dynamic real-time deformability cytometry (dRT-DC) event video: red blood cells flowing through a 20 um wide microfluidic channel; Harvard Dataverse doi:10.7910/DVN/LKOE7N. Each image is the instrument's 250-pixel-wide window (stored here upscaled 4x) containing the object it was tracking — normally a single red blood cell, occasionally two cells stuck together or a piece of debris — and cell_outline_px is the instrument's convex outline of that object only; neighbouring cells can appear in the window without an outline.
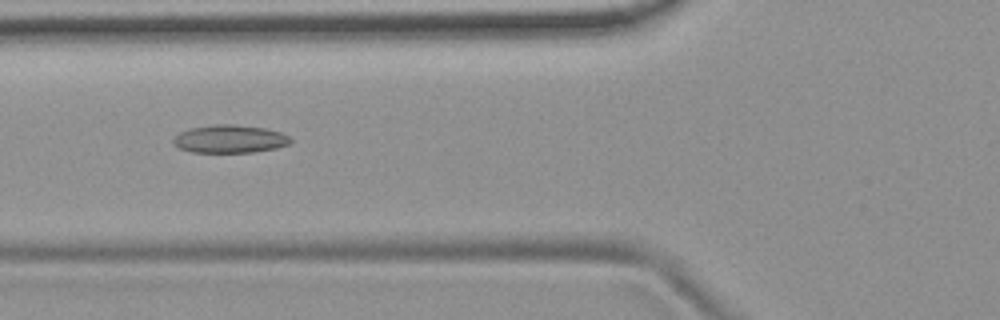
{"species": "common noctule bat (a hibernating species)", "species_latin": "Nyctalus noctula", "temperature_condition": "room temperature", "stored_images_in_passage": 6, "camera_frame_rate_fps": 3000, "um_per_image_px": 0.085, "animal": {"sex": "female", "body_mass_g": 19.9}, "frame": {"image": 1, "passage_image": 6, "time_ms": 5.667, "image_size_px": [1000, 320], "cell_outline_px": [[292, 140], [288, 144], [276, 148], [252, 152], [192, 152], [180, 148], [172, 144], [172, 140], [180, 132], [188, 128], [216, 124], [236, 124], [264, 128], [280, 132], [288, 136]], "centroid_in_image_um": [19.5, 11.8], "position_along_channel_um": 106.3, "area_um2": 19.07}}